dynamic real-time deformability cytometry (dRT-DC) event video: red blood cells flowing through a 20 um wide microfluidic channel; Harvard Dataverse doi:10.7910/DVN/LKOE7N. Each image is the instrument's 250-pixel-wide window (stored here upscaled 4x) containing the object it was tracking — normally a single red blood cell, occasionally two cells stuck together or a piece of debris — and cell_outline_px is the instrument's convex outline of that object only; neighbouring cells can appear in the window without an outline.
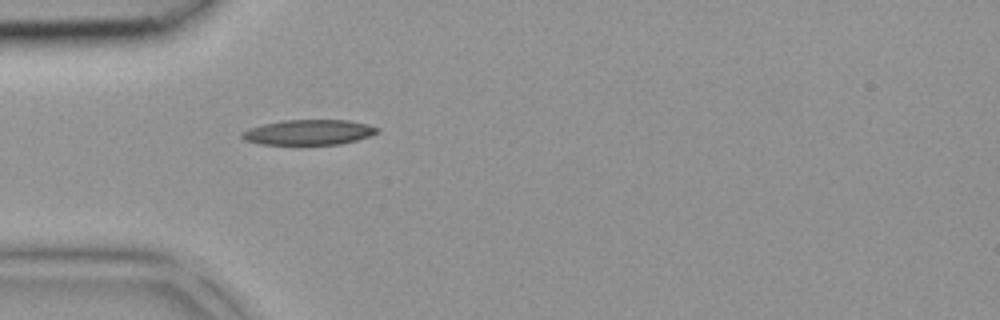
{"species": "common noctule bat (a hibernating species)", "species_latin": "Nyctalus noctula", "temperature_condition": "room temperature", "stored_images_in_passage": 26, "camera_frame_rate_fps": 3000, "um_per_image_px": 0.085, "animal": {"sex": "female", "body_mass_g": 18.4}, "frame": {"image": 1, "passage_image": 1, "time_ms": 0.0, "image_size_px": [1000, 320], "cell_outline_px": [[380, 132], [356, 140], [340, 144], [260, 144], [244, 140], [240, 136], [240, 132], [248, 128], [264, 124], [284, 120], [348, 120], [368, 124], [380, 128]], "centroid_in_image_um": [26.23, 11.24], "position_along_channel_um": 58.8, "area_um2": 19.88}}
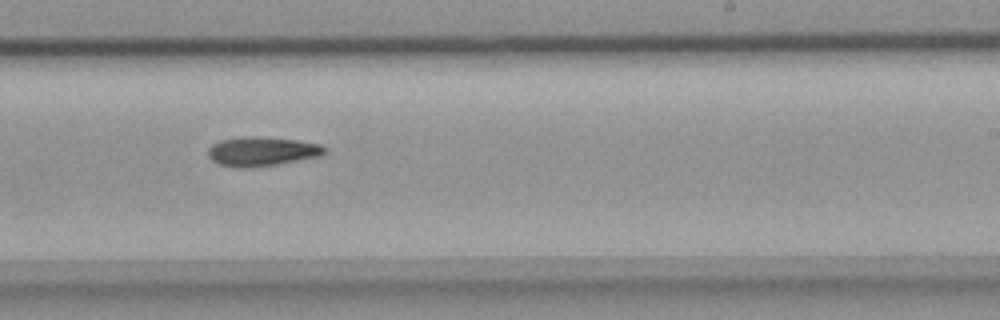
{"frame": {"image": 2, "passage_image": 14, "time_ms": 4.333, "image_size_px": [1000, 320], "cell_outline_px": [[328, 152], [324, 156], [276, 164], [244, 168], [240, 168], [220, 164], [212, 160], [208, 156], [208, 148], [212, 144], [220, 140], [240, 136], [252, 136], [296, 140], [320, 144], [328, 148]], "centroid_in_image_um": [22.3, 12.86], "position_along_channel_um": 266.7, "area_um2": 20.0}}
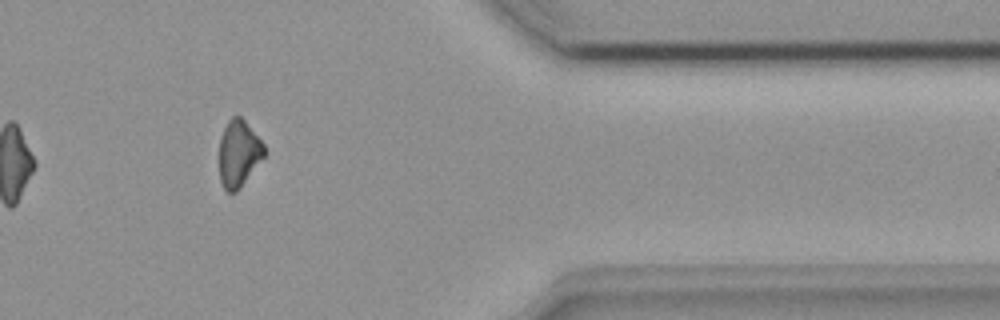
{"frame": {"image": 3, "passage_image": 23, "time_ms": 7.333, "image_size_px": [1000, 320], "cell_outline_px": [[268, 152], [236, 192], [228, 192], [224, 188], [220, 180], [220, 136], [228, 120], [232, 116], [240, 116], [244, 120], [264, 144]], "centroid_in_image_um": [20.3, 13.03], "position_along_channel_um": 391.1, "area_um2": 17.4}}